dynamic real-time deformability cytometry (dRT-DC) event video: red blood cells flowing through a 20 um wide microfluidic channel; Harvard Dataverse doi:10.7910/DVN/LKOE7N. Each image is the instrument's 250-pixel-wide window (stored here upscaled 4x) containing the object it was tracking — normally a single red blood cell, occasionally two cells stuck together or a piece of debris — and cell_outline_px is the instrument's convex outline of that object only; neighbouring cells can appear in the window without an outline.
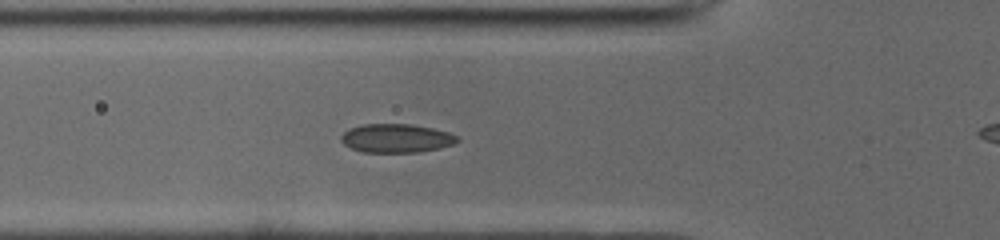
{"species": "common noctule bat (a hibernating species)", "species_latin": "Nyctalus noctula", "temperature_condition": "cold", "stored_images_in_passage": 28, "camera_frame_rate_fps": 3000, "um_per_image_px": 0.085, "animal": {"sex": "male", "body_mass_g": 19.0, "forearm_length_mm": 50.8}, "frame": {"image": 1, "passage_image": 2, "time_ms": 0.333, "image_size_px": [1000, 240], "cell_outline_px": [[460, 140], [452, 144], [440, 148], [420, 152], [364, 152], [352, 148], [344, 144], [340, 140], [340, 136], [344, 132], [352, 128], [364, 124], [408, 124], [432, 128], [448, 132], [456, 136]], "centroid_in_image_um": [33.68, 11.75], "position_along_channel_um": 92.1, "area_um2": 19.25}}
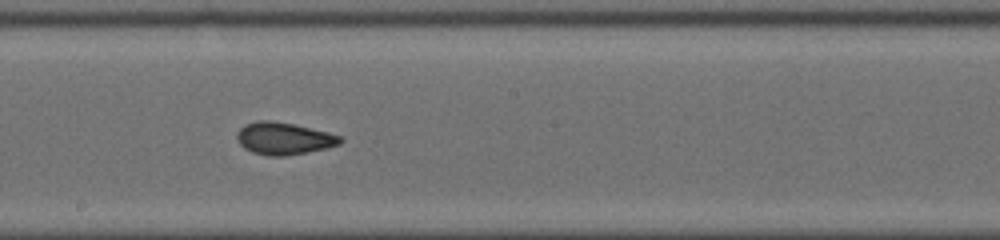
{"frame": {"image": 2, "passage_image": 12, "time_ms": 3.667, "image_size_px": [1000, 240], "cell_outline_px": [[344, 140], [340, 144], [328, 148], [308, 152], [284, 156], [268, 156], [252, 152], [244, 148], [240, 144], [236, 136], [240, 128], [244, 124], [260, 120], [268, 120], [292, 124], [328, 132], [340, 136]], "centroid_in_image_um": [24.13, 11.78], "position_along_channel_um": 224.1, "area_um2": 19.36}}
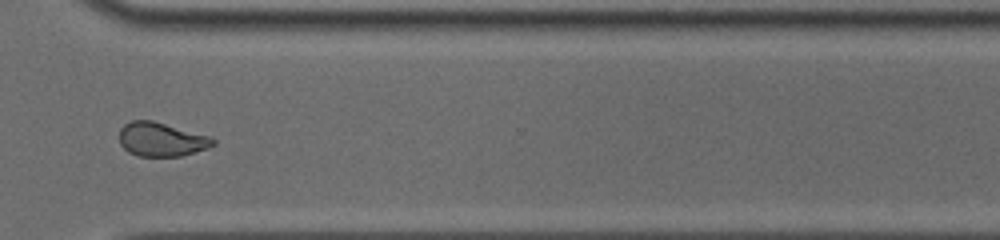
{"frame": {"image": 3, "passage_image": 22, "time_ms": 7.0, "image_size_px": [1000, 240], "cell_outline_px": [[216, 144], [208, 148], [180, 156], [136, 156], [128, 152], [120, 144], [120, 128], [124, 124], [132, 120], [152, 120], [212, 136], [216, 140]], "centroid_in_image_um": [13.74, 11.84], "position_along_channel_um": 356.9, "area_um2": 18.73}}